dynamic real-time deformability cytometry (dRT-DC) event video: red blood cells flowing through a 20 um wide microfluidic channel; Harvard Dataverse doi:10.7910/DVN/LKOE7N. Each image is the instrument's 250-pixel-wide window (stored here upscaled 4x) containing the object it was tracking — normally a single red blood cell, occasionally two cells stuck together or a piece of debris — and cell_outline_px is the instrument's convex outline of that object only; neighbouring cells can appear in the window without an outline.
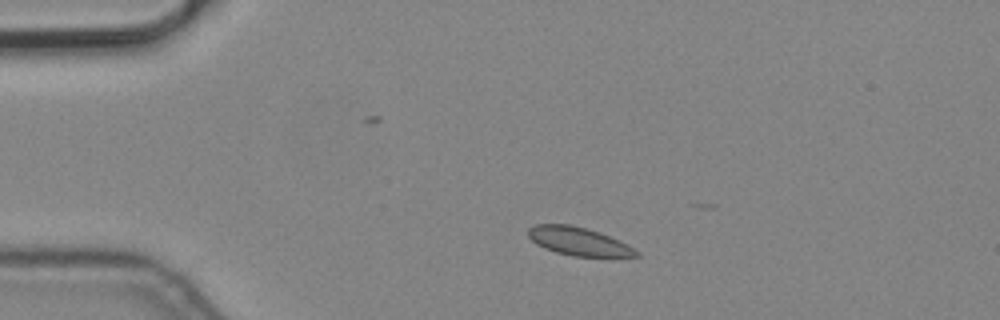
{"species": "common noctule bat (a hibernating species)", "species_latin": "Nyctalus noctula", "temperature_condition": "cold", "stored_images_in_passage": 3, "camera_frame_rate_fps": 3000, "um_per_image_px": 0.085, "animal": {"sex": "male", "body_mass_g": 19.2, "forearm_length_mm": 51.8}, "frame": {"image": 1, "passage_image": 2, "time_ms": 0.333, "image_size_px": [1000, 320], "cell_outline_px": [[640, 256], [572, 256], [556, 252], [544, 248], [536, 244], [528, 236], [528, 228], [536, 224], [568, 224], [600, 232], [640, 252]], "centroid_in_image_um": [49.11, 20.51], "position_along_channel_um": 35.9, "area_um2": 17.4}}